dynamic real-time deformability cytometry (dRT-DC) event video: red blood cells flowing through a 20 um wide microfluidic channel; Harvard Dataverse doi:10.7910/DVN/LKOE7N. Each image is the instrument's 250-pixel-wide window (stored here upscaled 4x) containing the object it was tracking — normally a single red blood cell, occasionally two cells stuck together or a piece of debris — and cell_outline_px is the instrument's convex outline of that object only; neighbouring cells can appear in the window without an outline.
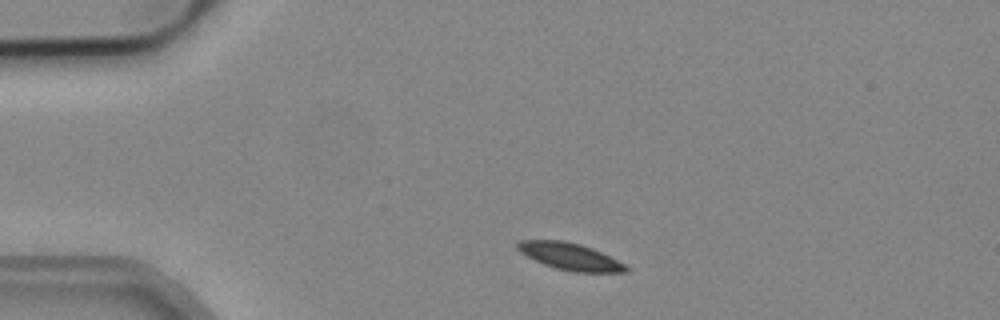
{"species": "common noctule bat (a hibernating species)", "species_latin": "Nyctalus noctula", "temperature_condition": "cold", "stored_images_in_passage": 2, "camera_frame_rate_fps": 3000, "um_per_image_px": 0.085, "animal": {"sex": "male", "body_mass_g": 19.2, "forearm_length_mm": 51.8}, "frame": {"image": 1, "passage_image": 1, "time_ms": 0.0, "image_size_px": [1000, 320], "cell_outline_px": [[628, 272], [572, 272], [556, 268], [544, 264], [520, 252], [516, 248], [516, 244], [520, 240], [560, 240], [580, 244], [592, 248], [624, 264], [628, 268]], "centroid_in_image_um": [48.42, 21.8], "position_along_channel_um": 36.6, "area_um2": 16.76}}